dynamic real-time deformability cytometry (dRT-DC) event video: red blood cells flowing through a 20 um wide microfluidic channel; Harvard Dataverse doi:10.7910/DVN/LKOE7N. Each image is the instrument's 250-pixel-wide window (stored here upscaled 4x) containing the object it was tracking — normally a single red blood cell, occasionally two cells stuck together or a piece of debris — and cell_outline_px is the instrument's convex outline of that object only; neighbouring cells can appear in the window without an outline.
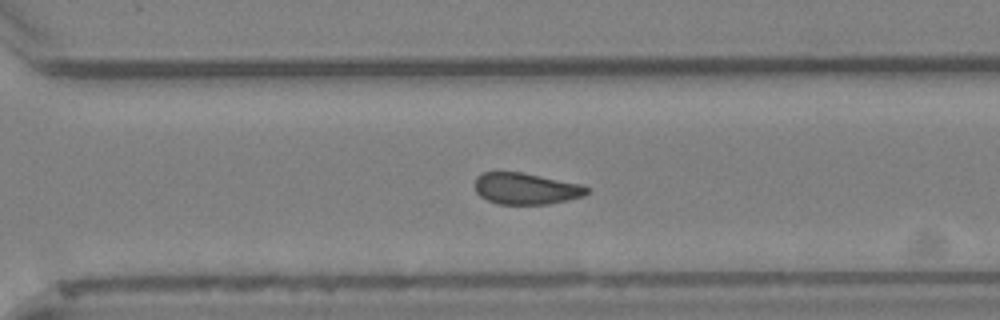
{"species": "Egyptian fruit bat (a non-hibernating species)", "species_latin": "Rousettus aegyptiacus", "temperature_condition": "cold", "stored_images_in_passage": 39, "camera_frame_rate_fps": 3000, "um_per_image_px": 0.085, "animal": {"sex": "female"}, "frame": {"image": 1, "passage_image": 23, "time_ms": 7.333, "image_size_px": [1000, 320], "cell_outline_px": [[592, 192], [584, 196], [548, 204], [496, 204], [480, 196], [476, 192], [476, 176], [484, 172], [520, 172], [580, 184], [592, 188]], "centroid_in_image_um": [44.74, 16.04], "position_along_channel_um": 325.9, "area_um2": 20.52}}